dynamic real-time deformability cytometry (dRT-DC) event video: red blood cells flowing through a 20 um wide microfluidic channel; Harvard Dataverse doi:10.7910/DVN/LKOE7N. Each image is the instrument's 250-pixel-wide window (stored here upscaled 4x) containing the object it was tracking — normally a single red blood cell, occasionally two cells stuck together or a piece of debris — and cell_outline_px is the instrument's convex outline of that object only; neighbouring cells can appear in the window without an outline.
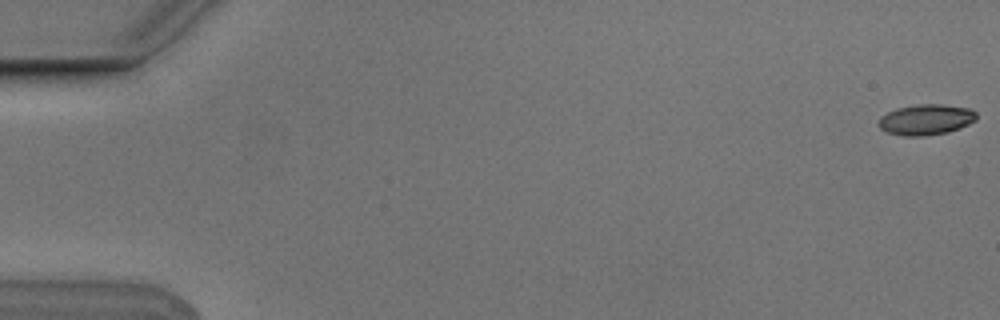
{"species": "Egyptian fruit bat (a non-hibernating species)", "species_latin": "Rousettus aegyptiacus", "temperature_condition": "cold", "stored_images_in_passage": 9, "camera_frame_rate_fps": 3000, "um_per_image_px": 0.085, "animal": {"sex": "male"}, "frame": {"image": 1, "passage_image": 1, "time_ms": 0.0, "image_size_px": [1000, 320], "cell_outline_px": [[976, 120], [960, 128], [948, 132], [924, 136], [904, 136], [888, 132], [880, 128], [876, 124], [880, 116], [896, 108], [916, 104], [944, 104], [968, 108], [976, 112]], "centroid_in_image_um": [78.68, 10.16], "position_along_channel_um": 6.3, "area_um2": 17.63}}
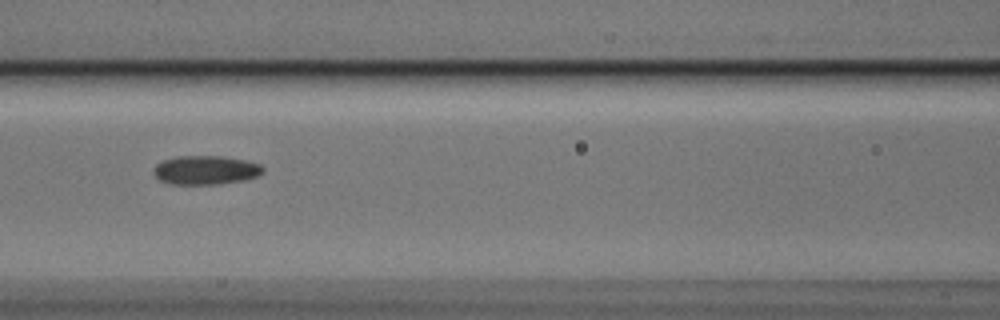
{"frame": {"image": 2, "passage_image": 7, "time_ms": 2.0, "image_size_px": [1000, 320], "cell_outline_px": [[264, 172], [256, 176], [244, 180], [220, 184], [172, 184], [160, 180], [152, 172], [152, 168], [156, 164], [164, 160], [176, 156], [224, 156], [244, 160], [260, 164], [264, 168]], "centroid_in_image_um": [17.47, 14.45], "position_along_channel_um": 149.1, "area_um2": 18.5}}
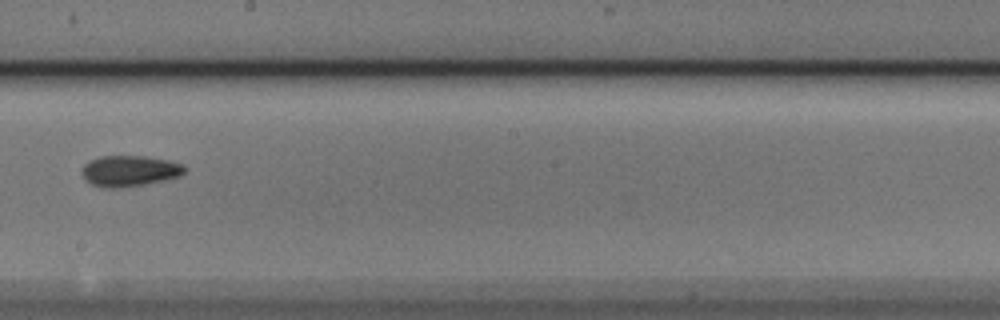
{"frame": {"image": 3, "passage_image": 9, "time_ms": 2.667, "image_size_px": [1000, 320], "cell_outline_px": [[188, 168], [180, 176], [164, 180], [144, 184], [120, 188], [104, 188], [92, 184], [80, 172], [84, 164], [88, 160], [100, 156], [144, 156], [168, 160], [184, 164]], "centroid_in_image_um": [11.02, 14.52], "position_along_channel_um": 237.2, "area_um2": 18.61}}